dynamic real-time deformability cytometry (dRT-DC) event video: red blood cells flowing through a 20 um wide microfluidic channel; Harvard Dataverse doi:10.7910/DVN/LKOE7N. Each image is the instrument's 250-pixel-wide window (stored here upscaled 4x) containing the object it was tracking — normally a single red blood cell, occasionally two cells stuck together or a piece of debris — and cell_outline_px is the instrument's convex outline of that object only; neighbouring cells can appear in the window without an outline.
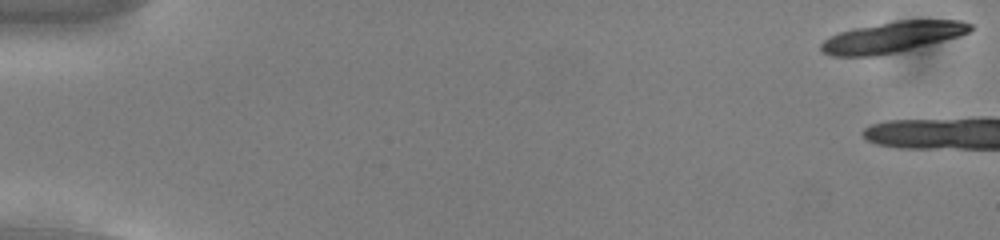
{"species": "common noctule bat (a hibernating species)", "species_latin": "Nyctalus noctula", "temperature_condition": "cold", "stored_images_in_passage": 7, "camera_frame_rate_fps": 3000, "um_per_image_px": 0.085, "animal": {"sex": "male", "body_mass_g": 13.0, "forearm_length_mm": 53.1}, "frame": {"image": 1, "passage_image": 1, "time_ms": 0.0, "image_size_px": [1000, 240], "cell_outline_px": [[972, 28], [968, 32], [960, 36], [896, 52], [876, 56], [832, 56], [824, 52], [820, 48], [820, 44], [824, 40], [840, 32], [852, 28], [896, 20], [960, 20], [972, 24]], "centroid_in_image_um": [75.84, 3.14], "position_along_channel_um": 9.2, "area_um2": 26.59}}